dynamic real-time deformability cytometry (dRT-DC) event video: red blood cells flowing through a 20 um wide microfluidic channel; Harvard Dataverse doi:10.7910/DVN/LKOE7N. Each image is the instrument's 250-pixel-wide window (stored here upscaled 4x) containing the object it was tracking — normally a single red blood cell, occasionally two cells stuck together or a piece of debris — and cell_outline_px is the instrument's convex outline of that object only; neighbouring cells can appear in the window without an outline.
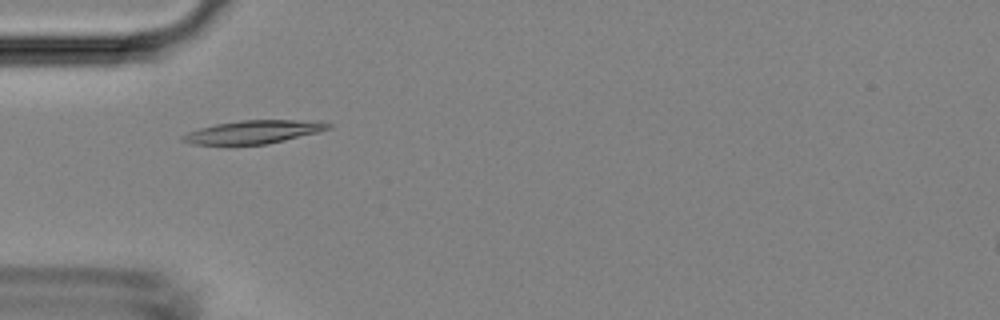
{"species": "Egyptian fruit bat (a non-hibernating species)", "species_latin": "Rousettus aegyptiacus", "temperature_condition": "room temperature", "stored_images_in_passage": 5, "camera_frame_rate_fps": 3000, "um_per_image_px": 0.085, "animal": {"sex": "female"}, "frame": {"image": 1, "passage_image": 3, "time_ms": 2.333, "image_size_px": [1000, 320], "cell_outline_px": [[332, 128], [320, 132], [268, 144], [192, 144], [180, 140], [180, 136], [188, 132], [200, 128], [216, 124], [240, 120], [320, 120], [332, 124]], "centroid_in_image_um": [21.62, 11.2], "position_along_channel_um": 63.4, "area_um2": 19.83}}